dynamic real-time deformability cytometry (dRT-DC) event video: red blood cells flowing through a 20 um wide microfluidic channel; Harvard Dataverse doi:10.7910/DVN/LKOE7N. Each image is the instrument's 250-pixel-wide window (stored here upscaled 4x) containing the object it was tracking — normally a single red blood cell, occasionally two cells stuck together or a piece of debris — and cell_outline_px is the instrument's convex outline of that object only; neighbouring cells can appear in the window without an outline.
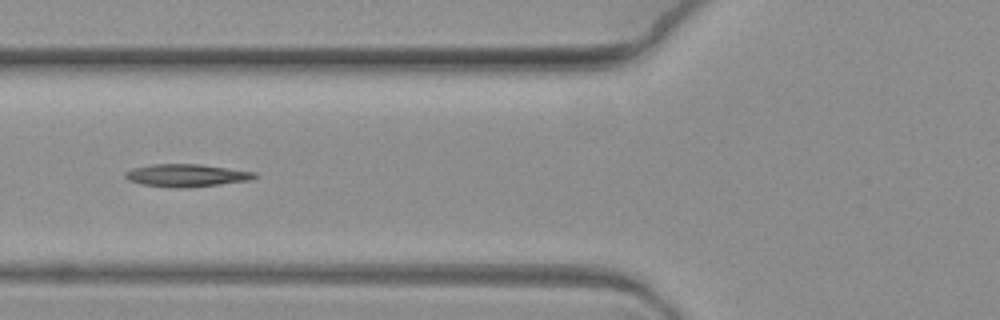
{"species": "common noctule bat (a hibernating species)", "species_latin": "Nyctalus noctula", "temperature_condition": "warm", "stored_images_in_passage": 7, "camera_frame_rate_fps": 3000, "um_per_image_px": 0.085, "animal": {"sex": "female", "body_mass_g": 19.3, "forearm_length_mm": 54.1}, "frame": {"image": 1, "passage_image": 7, "time_ms": 2.0, "image_size_px": [1000, 320], "cell_outline_px": [[256, 176], [252, 180], [220, 184], [184, 188], [168, 188], [140, 184], [128, 180], [124, 176], [124, 172], [132, 168], [152, 164], [200, 164], [256, 172]], "centroid_in_image_um": [15.81, 14.91], "position_along_channel_um": 110.0, "area_um2": 17.22}}